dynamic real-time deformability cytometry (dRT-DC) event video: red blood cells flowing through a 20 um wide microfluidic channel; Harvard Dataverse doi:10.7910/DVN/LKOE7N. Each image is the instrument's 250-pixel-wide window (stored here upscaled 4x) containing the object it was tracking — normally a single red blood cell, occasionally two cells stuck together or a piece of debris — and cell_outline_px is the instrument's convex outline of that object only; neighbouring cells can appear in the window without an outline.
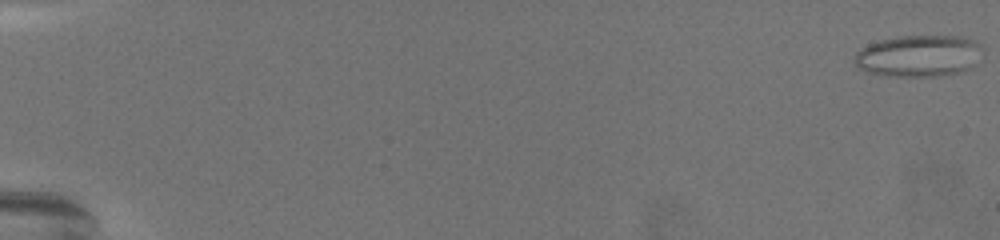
{"species": "common noctule bat (a hibernating species)", "species_latin": "Nyctalus noctula", "temperature_condition": "warm", "stored_images_in_passage": 73, "camera_frame_rate_fps": 3000, "um_per_image_px": 0.085, "animal": {"sex": "female", "body_mass_g": 19.5, "forearm_length_mm": 54.1}, "frame": {"image": 1, "passage_image": 1, "time_ms": 0.0, "image_size_px": [1000, 240], "cell_outline_px": [[984, 56], [972, 68], [960, 72], [936, 76], [888, 76], [868, 72], [860, 68], [856, 64], [856, 52], [868, 44], [880, 40], [900, 36], [960, 36], [976, 40], [984, 48]], "centroid_in_image_um": [78.2, 4.74], "position_along_channel_um": 6.8, "area_um2": 31.44}}
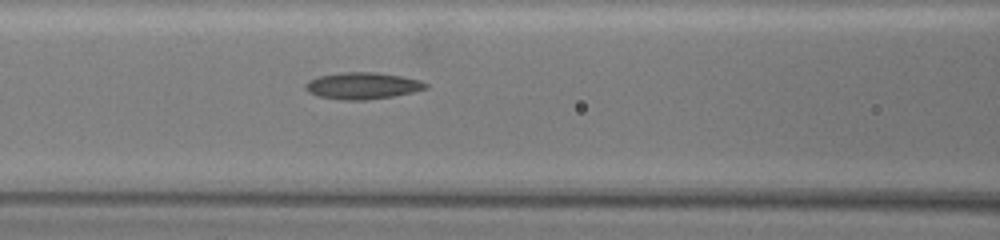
{"frame": {"image": 2, "passage_image": 35, "time_ms": 11.333, "image_size_px": [1000, 240], "cell_outline_px": [[428, 88], [412, 92], [392, 96], [364, 100], [340, 100], [316, 96], [308, 92], [304, 88], [304, 84], [308, 80], [316, 76], [340, 72], [372, 72], [400, 76], [420, 80], [428, 84]], "centroid_in_image_um": [30.74, 7.29], "position_along_channel_um": 135.9, "area_um2": 18.84}}
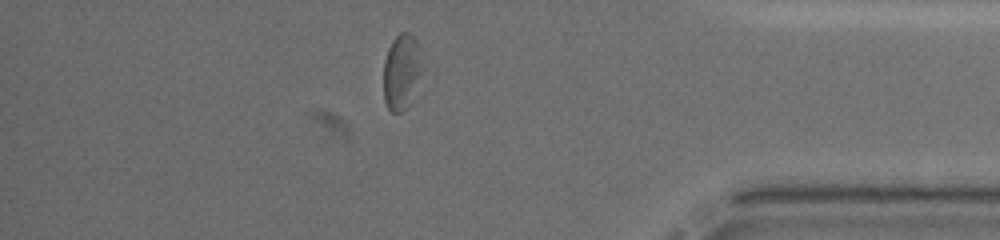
{"frame": {"image": 3, "passage_image": 64, "time_ms": 21.0, "image_size_px": [1000, 240], "cell_outline_px": [[420, 72], [404, 108], [400, 112], [392, 112], [388, 108], [384, 100], [384, 60], [388, 48], [392, 40], [400, 32], [408, 32], [416, 40]], "centroid_in_image_um": [34.04, 6.04], "position_along_channel_um": 401.2, "area_um2": 15.78}, "authors_computed_cell_mechanics": {"area_um2": 20.519, "velocity_mm_per_s": 2.9987, "shape_relaxation_time_tau1_ms": null, "shape_relaxation_time_tau2_ms": 4.3563, "deformation_change_tau1": null, "deformation_change_tau2": 0.139}}